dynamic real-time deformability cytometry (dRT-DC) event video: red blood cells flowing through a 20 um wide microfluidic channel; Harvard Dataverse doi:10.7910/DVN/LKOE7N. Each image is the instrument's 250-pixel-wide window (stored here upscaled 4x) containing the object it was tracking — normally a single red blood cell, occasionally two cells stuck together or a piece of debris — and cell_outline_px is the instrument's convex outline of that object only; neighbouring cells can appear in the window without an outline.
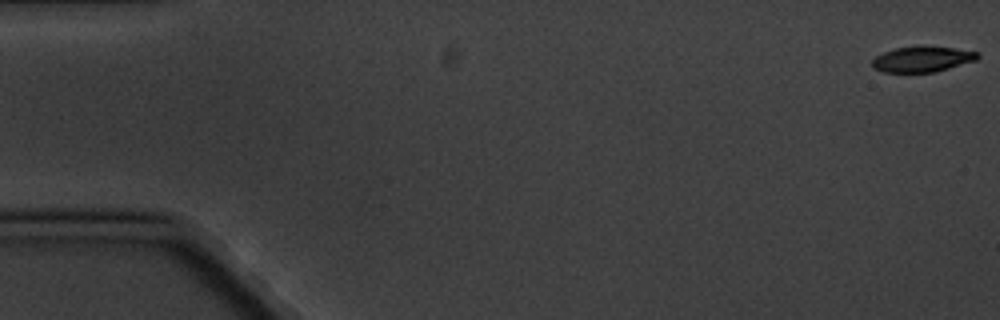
{"species": "common noctule bat (a hibernating species)", "species_latin": "Nyctalus noctula", "temperature_condition": "cold", "stored_images_in_passage": 5, "camera_frame_rate_fps": 3000, "um_per_image_px": 0.085, "animal": {"sex": "male", "body_mass_g": 20.1, "forearm_length_mm": 53.5}, "frame": {"image": 1, "passage_image": 1, "time_ms": 0.0, "image_size_px": [1000, 320], "cell_outline_px": [[980, 56], [976, 60], [936, 72], [884, 72], [872, 68], [872, 60], [876, 56], [884, 52], [896, 48], [952, 48], [980, 52]], "centroid_in_image_um": [78.4, 5.06], "position_along_channel_um": 6.6, "area_um2": 15.2}}
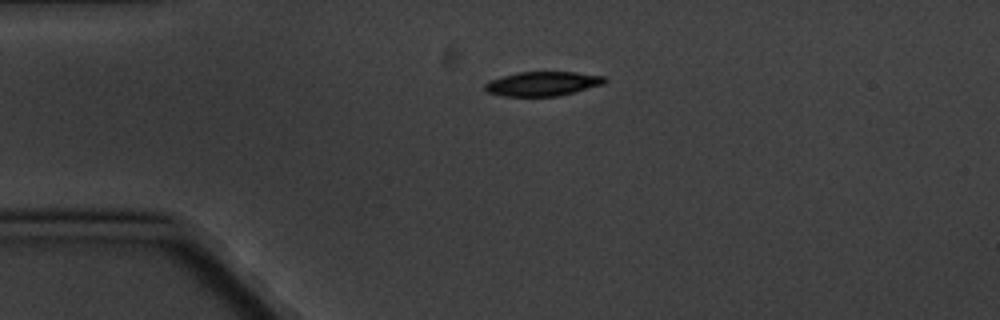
{"frame": {"image": 2, "passage_image": 4, "time_ms": 4.333, "image_size_px": [1000, 320], "cell_outline_px": [[608, 80], [604, 84], [560, 96], [504, 96], [488, 92], [484, 88], [484, 84], [488, 80], [520, 72], [576, 72], [604, 76]], "centroid_in_image_um": [46.14, 7.12], "position_along_channel_um": 38.9, "area_um2": 16.99}}